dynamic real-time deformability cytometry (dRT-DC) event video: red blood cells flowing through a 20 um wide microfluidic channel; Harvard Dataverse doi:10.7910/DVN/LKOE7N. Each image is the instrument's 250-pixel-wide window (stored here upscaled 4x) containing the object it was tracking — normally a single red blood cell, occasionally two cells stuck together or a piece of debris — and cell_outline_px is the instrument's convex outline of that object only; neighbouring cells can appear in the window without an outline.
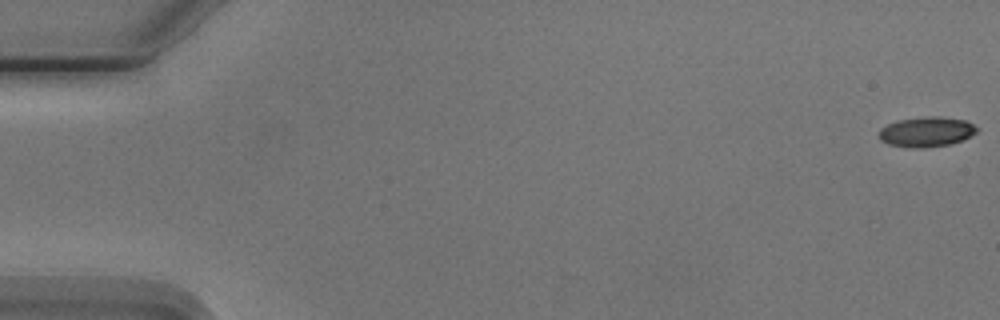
{"species": "Egyptian fruit bat (a non-hibernating species)", "species_latin": "Rousettus aegyptiacus", "temperature_condition": "cold", "stored_images_in_passage": 6, "camera_frame_rate_fps": 3000, "um_per_image_px": 0.085, "animal": {"sex": "male"}, "frame": {"image": 1, "passage_image": 1, "time_ms": 0.0, "image_size_px": [1000, 320], "cell_outline_px": [[976, 132], [952, 144], [924, 148], [908, 148], [888, 144], [880, 140], [880, 128], [896, 120], [928, 116], [940, 116], [964, 120], [972, 124], [976, 128]], "centroid_in_image_um": [78.7, 11.21], "position_along_channel_um": 6.3, "area_um2": 17.05}}
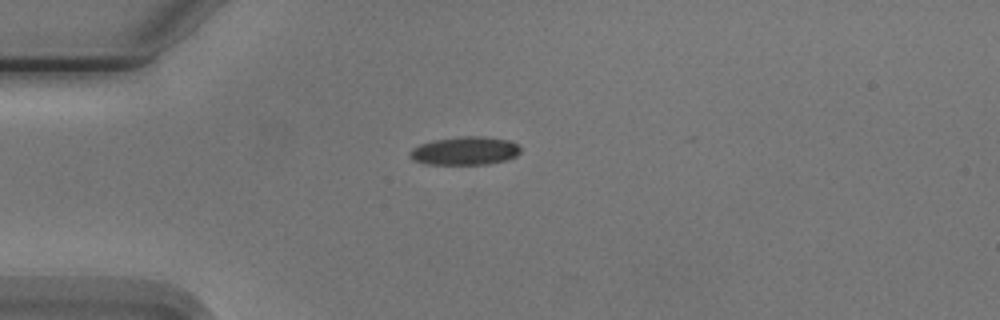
{"frame": {"image": 2, "passage_image": 5, "time_ms": 4.667, "image_size_px": [1000, 320], "cell_outline_px": [[520, 152], [516, 156], [504, 160], [484, 164], [424, 164], [412, 160], [408, 156], [408, 152], [412, 148], [420, 144], [436, 140], [460, 136], [484, 136], [508, 140], [516, 144], [520, 148]], "centroid_in_image_um": [39.47, 12.82], "position_along_channel_um": 45.5, "area_um2": 18.21}}
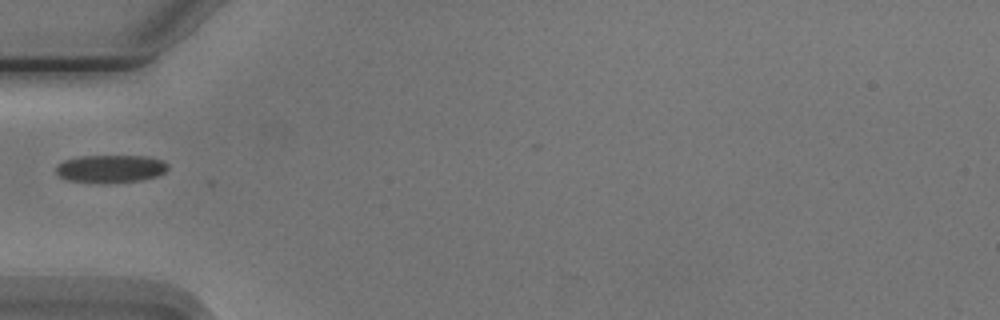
{"frame": {"image": 3, "passage_image": 6, "time_ms": 6.0, "image_size_px": [1000, 320], "cell_outline_px": [[168, 168], [164, 172], [156, 176], [140, 180], [104, 184], [100, 184], [68, 180], [60, 176], [56, 172], [56, 164], [64, 160], [80, 156], [148, 156], [164, 160], [168, 164]], "centroid_in_image_um": [9.39, 14.34], "position_along_channel_um": 75.6, "area_um2": 18.38}}